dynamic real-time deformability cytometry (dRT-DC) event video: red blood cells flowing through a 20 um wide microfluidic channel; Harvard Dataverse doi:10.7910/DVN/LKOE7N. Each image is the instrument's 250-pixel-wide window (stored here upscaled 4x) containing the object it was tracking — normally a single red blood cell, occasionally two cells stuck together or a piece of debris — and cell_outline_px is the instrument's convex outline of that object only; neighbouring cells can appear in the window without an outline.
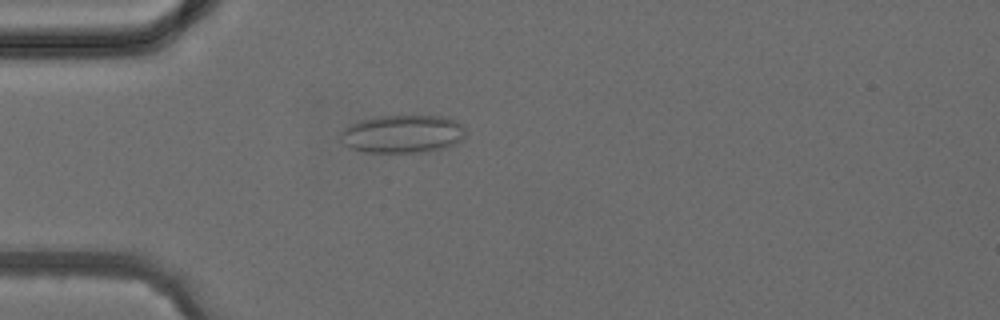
{"species": "common noctule bat (a hibernating species)", "species_latin": "Nyctalus noctula", "temperature_condition": "cold", "stored_images_in_passage": 4, "camera_frame_rate_fps": 3000, "um_per_image_px": 0.085, "animal": {"sex": "female", "body_mass_g": 24.6, "forearm_length_mm": 56.2}, "frame": {"image": 1, "passage_image": 4, "time_ms": 3.333, "image_size_px": [1000, 320], "cell_outline_px": [[464, 140], [456, 144], [444, 148], [424, 152], [364, 152], [352, 148], [344, 144], [340, 140], [340, 132], [348, 124], [360, 120], [376, 116], [444, 116], [456, 120], [464, 124]], "centroid_in_image_um": [34.23, 11.38], "position_along_channel_um": 50.8, "area_um2": 28.09}}